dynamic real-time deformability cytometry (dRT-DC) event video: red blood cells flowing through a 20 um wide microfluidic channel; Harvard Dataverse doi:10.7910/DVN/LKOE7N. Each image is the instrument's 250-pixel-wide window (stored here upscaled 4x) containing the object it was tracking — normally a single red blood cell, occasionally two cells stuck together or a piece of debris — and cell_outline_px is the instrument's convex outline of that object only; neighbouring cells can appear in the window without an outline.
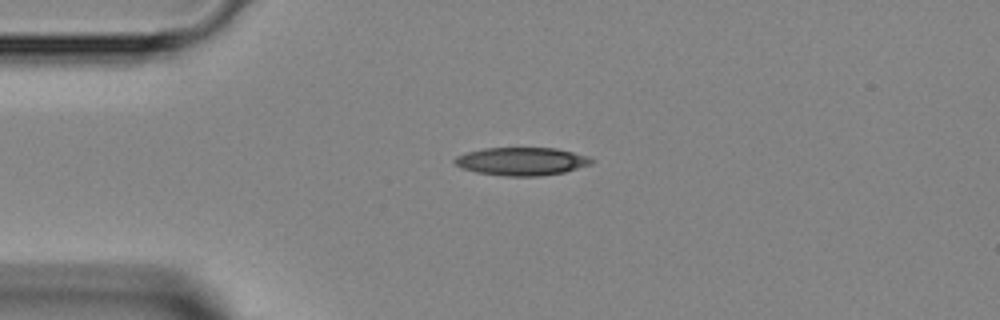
{"species": "Egyptian fruit bat (a non-hibernating species)", "species_latin": "Rousettus aegyptiacus", "temperature_condition": "room temperature", "stored_images_in_passage": 4, "camera_frame_rate_fps": 3000, "um_per_image_px": 0.085, "animal": {"sex": "female"}, "frame": {"image": 1, "passage_image": 2, "time_ms": 1.0, "image_size_px": [1000, 320], "cell_outline_px": [[596, 160], [592, 164], [564, 172], [540, 176], [508, 176], [476, 172], [460, 168], [452, 160], [456, 156], [464, 152], [484, 148], [556, 148], [588, 156]], "centroid_in_image_um": [44.32, 13.71], "position_along_channel_um": 40.7, "area_um2": 22.48}}
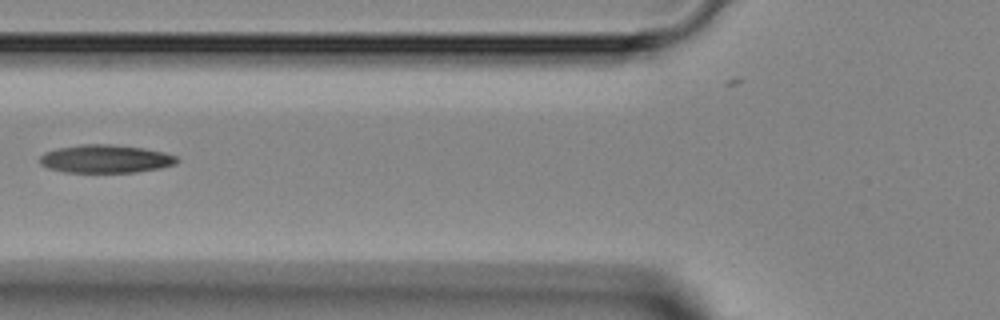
{"frame": {"image": 2, "passage_image": 4, "time_ms": 3.333, "image_size_px": [1000, 320], "cell_outline_px": [[180, 160], [176, 164], [160, 168], [136, 172], [64, 172], [48, 168], [40, 164], [40, 156], [44, 152], [56, 148], [80, 144], [108, 144], [144, 148], [164, 152], [176, 156]], "centroid_in_image_um": [8.97, 13.5], "position_along_channel_um": 116.8, "area_um2": 22.6}}